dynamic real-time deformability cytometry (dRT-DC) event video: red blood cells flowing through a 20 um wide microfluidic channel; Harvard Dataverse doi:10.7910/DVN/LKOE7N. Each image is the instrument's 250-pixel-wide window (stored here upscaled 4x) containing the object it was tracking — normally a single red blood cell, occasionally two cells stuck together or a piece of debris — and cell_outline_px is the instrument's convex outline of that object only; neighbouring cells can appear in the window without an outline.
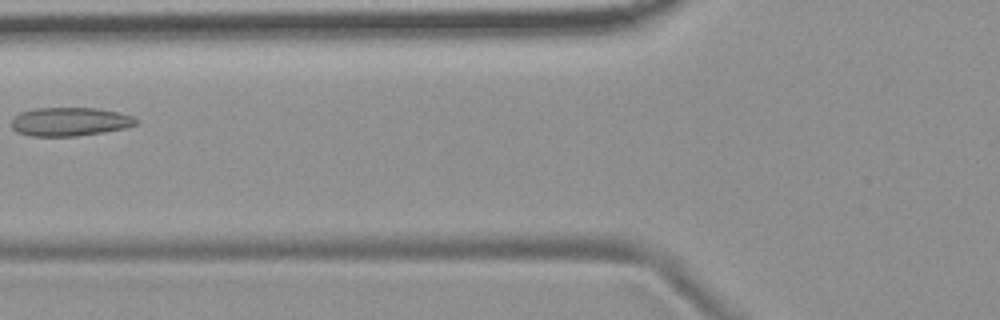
{"species": "common noctule bat (a hibernating species)", "species_latin": "Nyctalus noctula", "temperature_condition": "room temperature", "stored_images_in_passage": 6, "camera_frame_rate_fps": 3000, "um_per_image_px": 0.085, "animal": {"sex": "female", "body_mass_g": 19.9}, "frame": {"image": 1, "passage_image": 5, "time_ms": 5.0, "image_size_px": [1000, 320], "cell_outline_px": [[140, 124], [124, 128], [104, 132], [76, 136], [28, 136], [16, 132], [12, 128], [12, 120], [20, 112], [36, 108], [96, 108], [116, 112], [132, 116], [140, 120]], "centroid_in_image_um": [5.95, 10.35], "position_along_channel_um": 119.8, "area_um2": 20.87}}
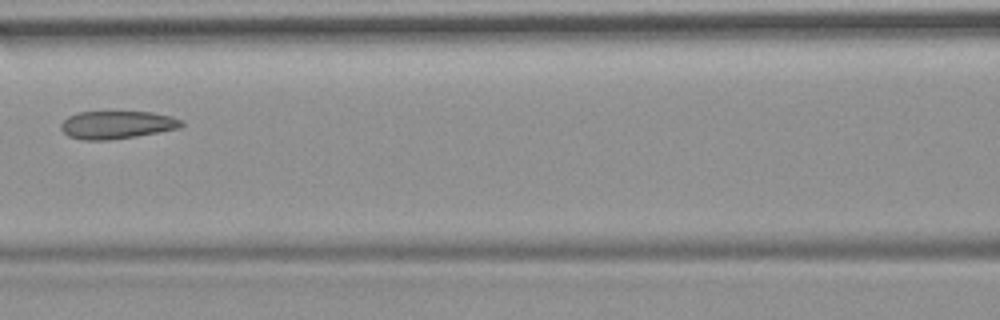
{"frame": {"image": 2, "passage_image": 6, "time_ms": 6.0, "image_size_px": [1000, 320], "cell_outline_px": [[184, 124], [180, 128], [136, 136], [112, 140], [84, 140], [68, 136], [60, 128], [60, 124], [68, 116], [80, 112], [152, 112], [172, 116], [184, 120]], "centroid_in_image_um": [9.96, 10.61], "position_along_channel_um": 156.6, "area_um2": 19.65}}